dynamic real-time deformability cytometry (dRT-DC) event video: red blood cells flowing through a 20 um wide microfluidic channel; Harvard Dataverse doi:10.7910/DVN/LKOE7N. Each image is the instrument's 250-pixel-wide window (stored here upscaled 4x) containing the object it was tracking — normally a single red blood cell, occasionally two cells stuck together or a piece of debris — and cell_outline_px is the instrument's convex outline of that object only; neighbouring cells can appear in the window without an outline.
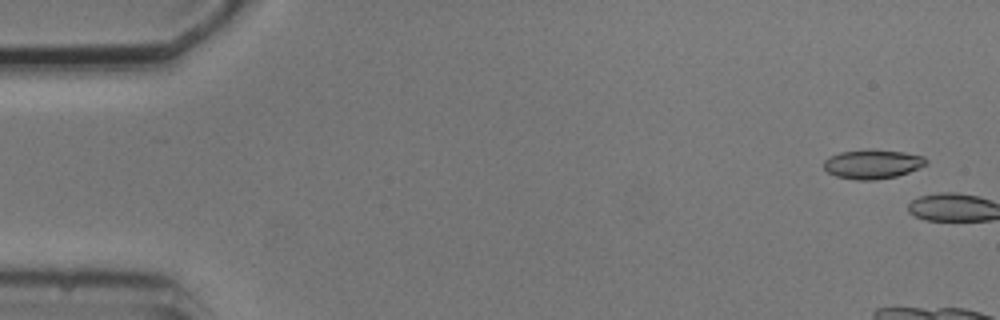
{"species": "common noctule bat (a hibernating species)", "species_latin": "Nyctalus noctula", "temperature_condition": "cold", "stored_images_in_passage": 2, "camera_frame_rate_fps": 3000, "um_per_image_px": 0.085, "animal": {"sex": "male", "body_mass_g": 20.5, "forearm_length_mm": 52.5}, "frame": {"image": 1, "passage_image": 1, "time_ms": 0.0, "image_size_px": [1000, 320], "cell_outline_px": [[928, 164], [908, 172], [896, 176], [876, 180], [856, 180], [836, 176], [828, 172], [824, 168], [824, 160], [840, 152], [904, 152], [924, 156], [928, 160]], "centroid_in_image_um": [74.19, 14.0], "position_along_channel_um": 10.8, "area_um2": 16.65}}